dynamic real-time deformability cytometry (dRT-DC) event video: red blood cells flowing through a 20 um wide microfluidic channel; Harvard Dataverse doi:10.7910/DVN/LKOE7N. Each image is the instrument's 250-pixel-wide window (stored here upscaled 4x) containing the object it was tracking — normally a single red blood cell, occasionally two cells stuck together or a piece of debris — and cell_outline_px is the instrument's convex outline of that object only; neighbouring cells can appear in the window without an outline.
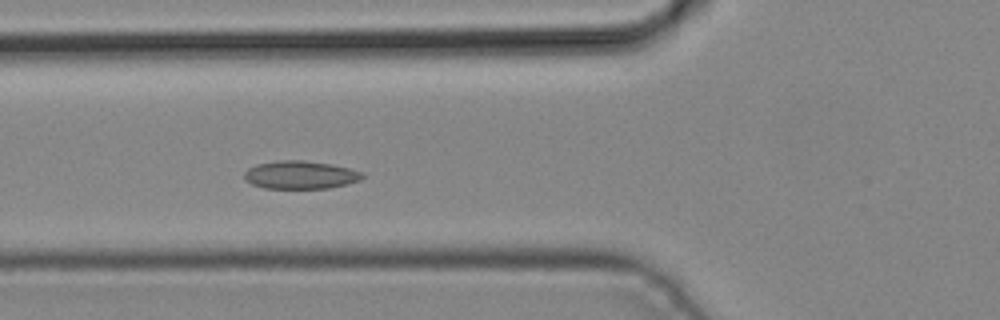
{"species": "common noctule bat (a hibernating species)", "species_latin": "Nyctalus noctula", "temperature_condition": "cold", "stored_images_in_passage": 5, "camera_frame_rate_fps": 3000, "um_per_image_px": 0.085, "animal": {"sex": "male", "body_mass_g": 19.2, "forearm_length_mm": 51.8}, "frame": {"image": 1, "passage_image": 5, "time_ms": 1.333, "image_size_px": [1000, 320], "cell_outline_px": [[364, 176], [360, 180], [348, 184], [328, 188], [264, 188], [252, 184], [244, 180], [244, 172], [248, 168], [256, 164], [280, 160], [304, 160], [332, 164], [364, 172]], "centroid_in_image_um": [25.53, 14.86], "position_along_channel_um": 100.3, "area_um2": 19.42}}